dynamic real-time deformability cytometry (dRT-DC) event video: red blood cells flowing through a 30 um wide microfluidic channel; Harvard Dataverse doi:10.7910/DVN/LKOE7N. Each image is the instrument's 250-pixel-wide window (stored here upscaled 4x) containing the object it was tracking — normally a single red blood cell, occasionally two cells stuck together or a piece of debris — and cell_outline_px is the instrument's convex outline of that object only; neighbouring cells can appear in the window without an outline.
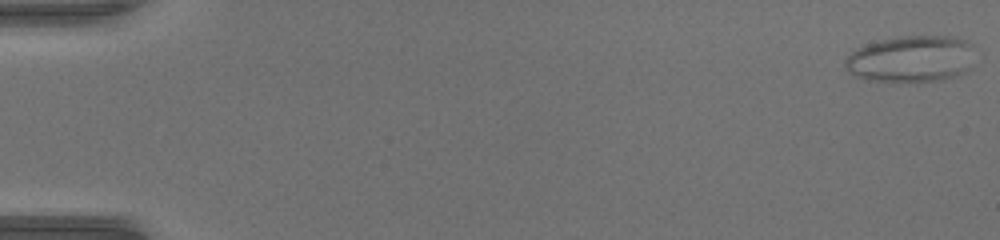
{"species": "common noctule bat (a hibernating species)", "species_latin": "Nyctalus noctula", "temperature_condition": "warm", "stored_images_in_passage": 51, "camera_frame_rate_fps": 3000, "um_per_image_px": 0.085, "animal": {"sex": "female", "body_mass_g": 17.0, "forearm_length_mm": 48.0}, "frame": {"image": 1, "passage_image": 1, "time_ms": 0.0, "image_size_px": [1000, 240], "cell_outline_px": [[972, 44], [968, 68], [952, 76], [940, 80], [868, 80], [856, 76], [844, 64], [844, 60], [852, 52], [864, 44], [884, 40], [908, 36], [948, 36], [964, 40]], "centroid_in_image_um": [77.4, 4.98], "position_along_channel_um": 7.6, "area_um2": 33.87}}
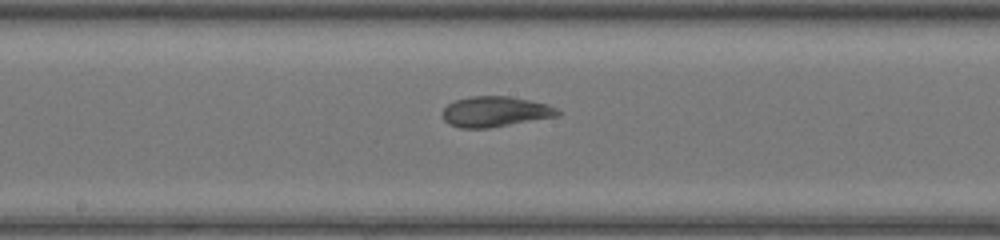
{"frame": {"image": 2, "passage_image": 28, "time_ms": 9.0, "image_size_px": [1000, 240], "cell_outline_px": [[560, 112], [556, 116], [488, 128], [460, 128], [448, 124], [444, 120], [444, 108], [448, 104], [456, 100], [472, 96], [508, 96], [548, 104], [556, 108]], "centroid_in_image_um": [42.07, 9.49], "position_along_channel_um": 206.1, "area_um2": 20.11}}
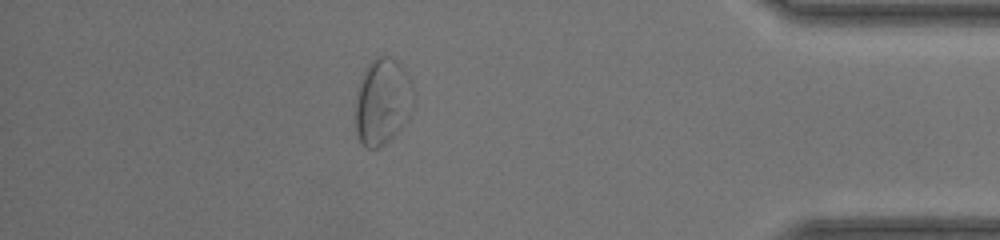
{"frame": {"image": 3, "passage_image": 45, "time_ms": 14.667, "image_size_px": [1000, 240], "cell_outline_px": [[416, 100], [412, 112], [400, 128], [388, 140], [376, 148], [364, 148], [356, 132], [356, 88], [368, 64], [376, 56], [388, 56], [396, 60], [400, 64], [408, 76], [412, 84]], "centroid_in_image_um": [32.53, 8.61], "position_along_channel_um": 402.7, "area_um2": 29.42}, "authors_computed_cell_mechanics": {"area_um2": 25.4898, "velocity_mm_per_s": 4.145, "shape_relaxation_time_tau1_ms": null, "shape_relaxation_time_tau2_ms": 0.9691, "deformation_change_tau1": null, "deformation_change_tau2": 0.0792}}